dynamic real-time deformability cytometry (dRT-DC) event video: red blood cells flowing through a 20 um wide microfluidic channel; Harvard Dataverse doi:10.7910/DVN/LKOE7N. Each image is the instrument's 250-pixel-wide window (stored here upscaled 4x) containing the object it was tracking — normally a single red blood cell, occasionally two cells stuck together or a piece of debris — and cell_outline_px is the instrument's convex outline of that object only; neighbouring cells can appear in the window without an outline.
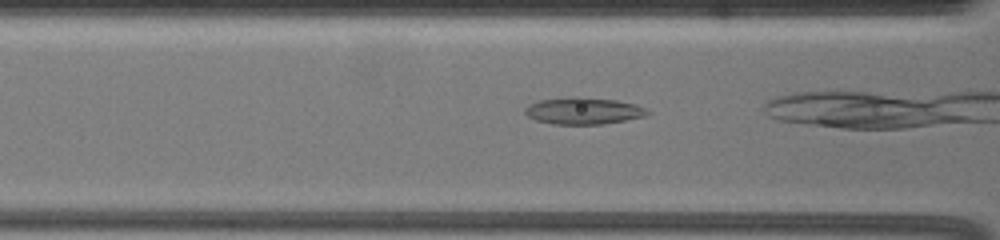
{"species": "common noctule bat (a hibernating species)", "species_latin": "Nyctalus noctula", "temperature_condition": "warm", "stored_images_in_passage": 39, "camera_frame_rate_fps": 3000, "um_per_image_px": 0.085, "animal": {"sex": "female", "body_mass_g": 19.5, "forearm_length_mm": 54.1}, "frame": {"image": 1, "passage_image": 16, "time_ms": 5.0, "image_size_px": [1000, 240], "cell_outline_px": [[652, 112], [644, 116], [624, 120], [600, 124], [552, 124], [536, 120], [528, 116], [524, 112], [532, 104], [540, 100], [576, 96], [616, 100], [636, 104]], "centroid_in_image_um": [49.62, 9.42], "position_along_channel_um": 117.0, "area_um2": 18.84}}
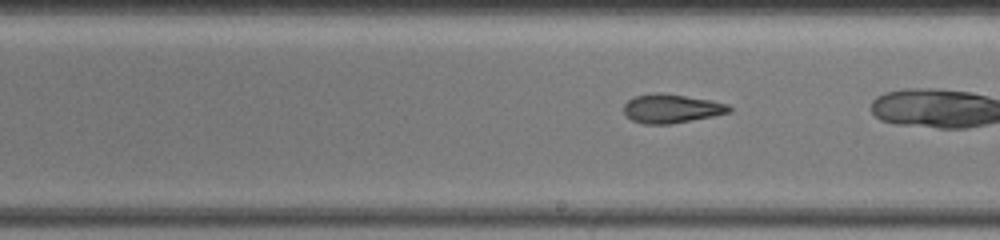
{"frame": {"image": 2, "passage_image": 26, "time_ms": 8.333, "image_size_px": [1000, 240], "cell_outline_px": [[732, 112], [712, 116], [668, 124], [644, 124], [632, 120], [624, 112], [624, 104], [628, 100], [636, 96], [684, 96], [708, 100], [728, 104], [732, 108]], "centroid_in_image_um": [57.11, 9.28], "position_along_channel_um": 231.9, "area_um2": 16.7}}
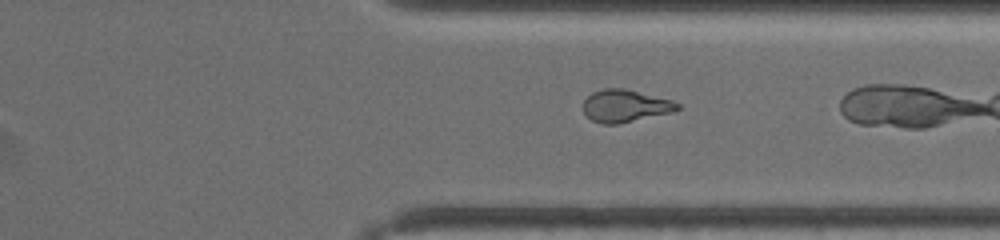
{"frame": {"image": 3, "passage_image": 37, "time_ms": 12.0, "image_size_px": [1000, 240], "cell_outline_px": [[680, 108], [672, 112], [616, 124], [600, 124], [592, 120], [584, 112], [584, 100], [592, 92], [604, 88], [624, 88], [672, 100], [680, 104]], "centroid_in_image_um": [53.13, 8.99], "position_along_channel_um": 358.3, "area_um2": 17.63}}